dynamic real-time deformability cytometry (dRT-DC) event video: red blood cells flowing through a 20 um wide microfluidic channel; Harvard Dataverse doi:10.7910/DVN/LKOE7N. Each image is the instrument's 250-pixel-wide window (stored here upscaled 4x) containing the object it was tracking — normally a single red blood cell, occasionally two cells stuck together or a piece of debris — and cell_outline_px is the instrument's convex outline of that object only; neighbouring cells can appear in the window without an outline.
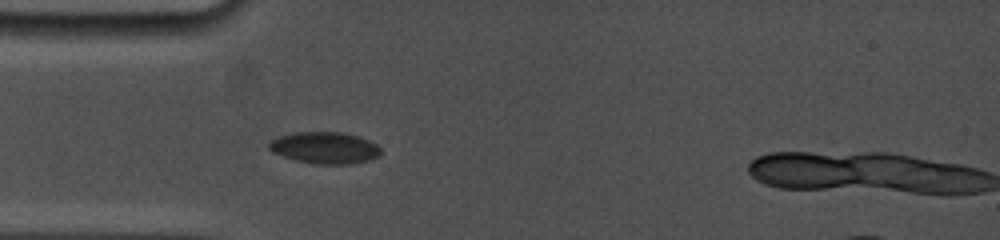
{"species": "common noctule bat (a hibernating species)", "species_latin": "Nyctalus noctula", "temperature_condition": "cold", "stored_images_in_passage": 3, "camera_frame_rate_fps": 5000, "um_per_image_px": 0.085, "animal": {"sex": "female", "body_mass_g": 19.0, "forearm_length_mm": 53.3}, "frame": {"image": 1, "passage_image": 3, "time_ms": 1.4, "image_size_px": [1000, 240], "cell_outline_px": [[380, 156], [368, 160], [348, 164], [316, 164], [296, 160], [272, 152], [268, 148], [268, 144], [272, 140], [280, 136], [296, 132], [340, 132], [360, 136], [376, 144], [380, 148]], "centroid_in_image_um": [27.62, 12.56], "position_along_channel_um": 57.4, "area_um2": 20.52}}